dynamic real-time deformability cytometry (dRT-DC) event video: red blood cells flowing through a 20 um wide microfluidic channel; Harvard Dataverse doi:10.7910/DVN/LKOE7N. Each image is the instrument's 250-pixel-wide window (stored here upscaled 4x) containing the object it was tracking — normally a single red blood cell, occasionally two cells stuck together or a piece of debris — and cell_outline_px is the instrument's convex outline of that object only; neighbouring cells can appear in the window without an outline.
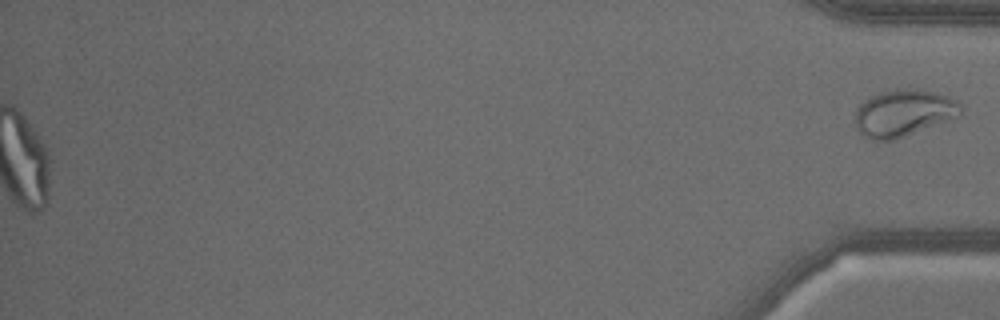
{"species": "common noctule bat (a hibernating species)", "species_latin": "Nyctalus noctula", "temperature_condition": "warm", "stored_images_in_passage": 58, "segment_of_instrument_passage": [2, 2], "camera_frame_rate_fps": 3000, "um_per_image_px": 0.085, "animal": {"sex": "male", "body_mass_g": 18.8}, "frame": {"image": 1, "passage_image": 58, "time_ms": 19.0, "image_size_px": [1000, 320], "cell_outline_px": [[964, 112], [960, 116], [892, 140], [872, 140], [864, 136], [856, 128], [852, 120], [860, 104], [864, 100], [880, 92], [936, 92], [960, 104]], "centroid_in_image_um": [76.75, 9.67], "position_along_channel_um": 358.4, "area_um2": 27.74}}